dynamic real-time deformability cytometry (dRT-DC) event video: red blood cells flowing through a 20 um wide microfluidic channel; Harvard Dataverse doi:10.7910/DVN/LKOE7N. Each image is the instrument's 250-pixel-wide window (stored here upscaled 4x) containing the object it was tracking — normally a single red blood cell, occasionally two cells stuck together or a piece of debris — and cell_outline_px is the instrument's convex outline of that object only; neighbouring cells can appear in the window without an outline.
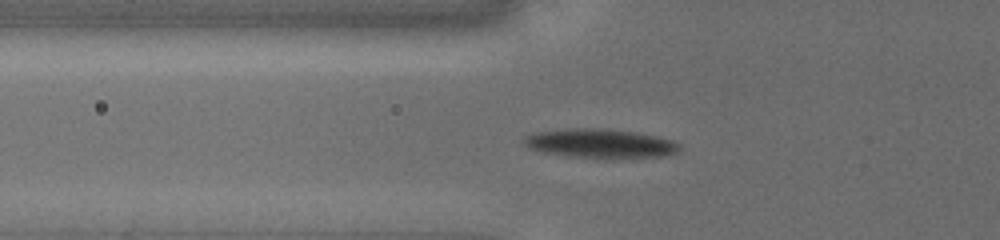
{"species": "common noctule bat (a hibernating species)", "species_latin": "Nyctalus noctula", "temperature_condition": "cold", "stored_images_in_passage": 36, "camera_frame_rate_fps": 3000, "um_per_image_px": 0.085, "animal": {"sex": "female", "body_mass_g": 19.5, "forearm_length_mm": 54.1}, "frame": {"image": 1, "passage_image": 9, "time_ms": 3.0, "image_size_px": [1000, 240], "cell_outline_px": [[680, 148], [676, 152], [660, 156], [568, 156], [544, 152], [528, 148], [524, 144], [524, 136], [540, 132], [576, 128], [592, 128], [632, 132], [656, 136], [672, 140], [680, 144]], "centroid_in_image_um": [50.98, 12.17], "position_along_channel_um": 74.8, "area_um2": 25.03}}
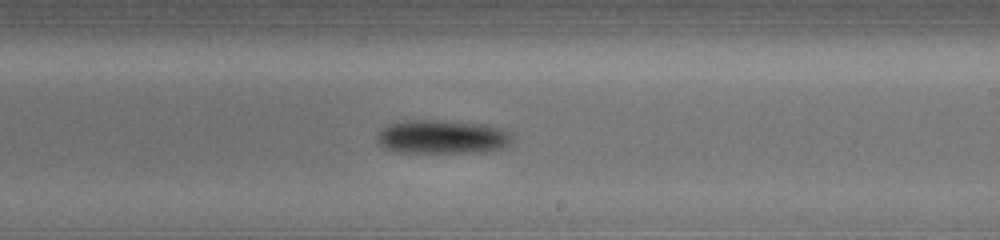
{"frame": {"image": 2, "passage_image": 17, "time_ms": 7.667, "image_size_px": [1000, 240], "cell_outline_px": [[512, 136], [500, 148], [468, 152], [396, 152], [384, 148], [376, 140], [376, 136], [388, 124], [404, 120], [448, 120], [484, 124], [504, 128]], "centroid_in_image_um": [37.5, 11.61], "position_along_channel_um": 251.5, "area_um2": 26.3}}
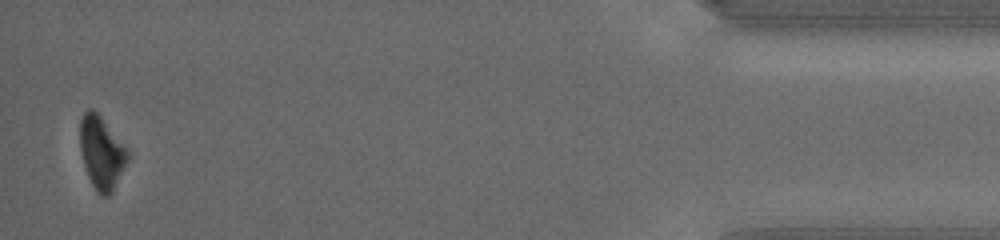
{"frame": {"image": 3, "passage_image": 34, "time_ms": 14.0, "image_size_px": [1000, 240], "cell_outline_px": [[132, 152], [112, 192], [108, 196], [100, 196], [96, 192], [88, 176], [84, 164], [80, 148], [80, 120], [84, 112], [88, 108], [92, 108], [100, 116]], "centroid_in_image_um": [8.65, 12.97], "position_along_channel_um": 426.5, "area_um2": 20.35}, "authors_computed_cell_mechanics": {"area_um2": 24.2471, "velocity_mm_per_s": 3.8284, "shape_relaxation_time_tau1_ms": 0.9041, "shape_relaxation_time_tau2_ms": null, "deformation_change_tau1": 0.0855, "deformation_change_tau2": null}}